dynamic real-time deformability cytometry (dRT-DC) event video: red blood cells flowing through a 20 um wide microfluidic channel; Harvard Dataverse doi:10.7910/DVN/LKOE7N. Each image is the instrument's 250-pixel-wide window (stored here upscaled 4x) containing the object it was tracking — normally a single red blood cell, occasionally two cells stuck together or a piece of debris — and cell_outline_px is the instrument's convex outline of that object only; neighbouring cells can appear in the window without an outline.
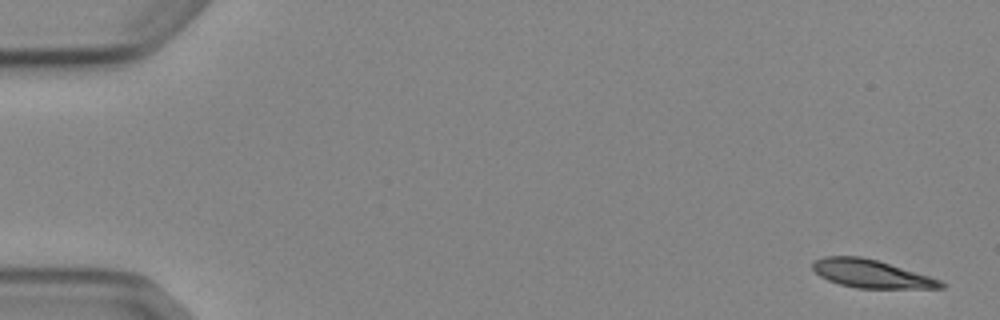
{"species": "Egyptian fruit bat (a non-hibernating species)", "species_latin": "Rousettus aegyptiacus", "temperature_condition": "cold", "stored_images_in_passage": 6, "segment_of_instrument_passage": [1, 2], "camera_frame_rate_fps": 3000, "um_per_image_px": 0.085, "animal": {"sex": "female"}, "frame": {"image": 1, "passage_image": 1, "time_ms": 0.0, "image_size_px": [1000, 320], "cell_outline_px": [[944, 288], [856, 288], [840, 284], [828, 280], [820, 276], [812, 268], [812, 264], [816, 260], [824, 256], [860, 256], [876, 260], [928, 276], [940, 280], [944, 284]], "centroid_in_image_um": [74.01, 23.27], "position_along_channel_um": 11.0, "area_um2": 20.58}}
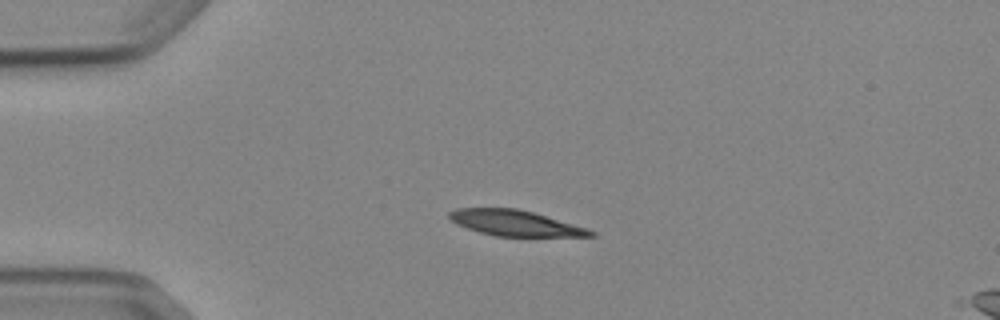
{"frame": {"image": 2, "passage_image": 4, "time_ms": 3.667, "image_size_px": [1000, 320], "cell_outline_px": [[596, 236], [496, 236], [480, 232], [456, 224], [448, 216], [448, 212], [456, 208], [516, 208], [532, 212], [588, 228], [596, 232]], "centroid_in_image_um": [43.78, 18.96], "position_along_channel_um": 41.2, "area_um2": 20.92}}